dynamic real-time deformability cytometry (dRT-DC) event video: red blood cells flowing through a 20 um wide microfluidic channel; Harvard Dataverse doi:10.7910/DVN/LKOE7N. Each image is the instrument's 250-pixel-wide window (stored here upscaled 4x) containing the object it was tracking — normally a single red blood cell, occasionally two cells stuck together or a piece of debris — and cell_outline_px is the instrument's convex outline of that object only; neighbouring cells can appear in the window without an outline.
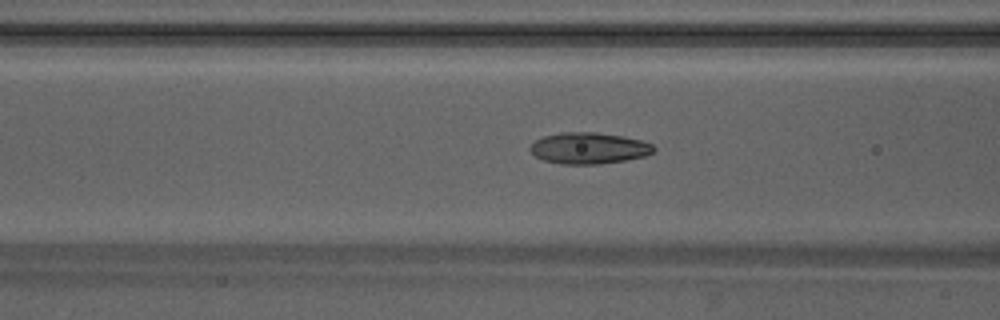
{"species": "Egyptian fruit bat (a non-hibernating species)", "species_latin": "Rousettus aegyptiacus", "temperature_condition": "warm", "stored_images_in_passage": 46, "camera_frame_rate_fps": 3000, "um_per_image_px": 0.085, "animal": {"sex": "male"}, "frame": {"image": 1, "passage_image": 17, "time_ms": 5.333, "image_size_px": [1000, 320], "cell_outline_px": [[656, 148], [652, 152], [644, 156], [624, 160], [600, 164], [560, 164], [544, 160], [536, 156], [528, 148], [536, 140], [544, 136], [560, 132], [596, 132], [624, 136], [640, 140], [652, 144]], "centroid_in_image_um": [50.04, 12.59], "position_along_channel_um": 116.6, "area_um2": 22.48}}
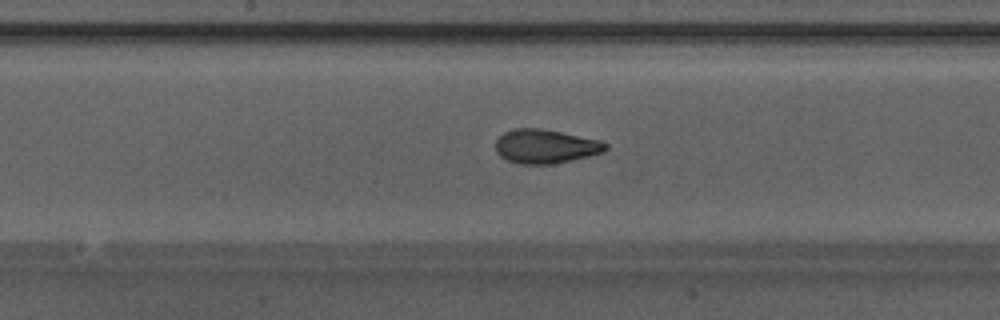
{"frame": {"image": 2, "passage_image": 23, "time_ms": 7.333, "image_size_px": [1000, 320], "cell_outline_px": [[608, 148], [604, 152], [572, 160], [552, 164], [520, 164], [508, 160], [500, 156], [496, 152], [496, 140], [504, 132], [516, 128], [540, 128], [600, 140], [608, 144]], "centroid_in_image_um": [46.37, 12.44], "position_along_channel_um": 201.8, "area_um2": 21.73}}
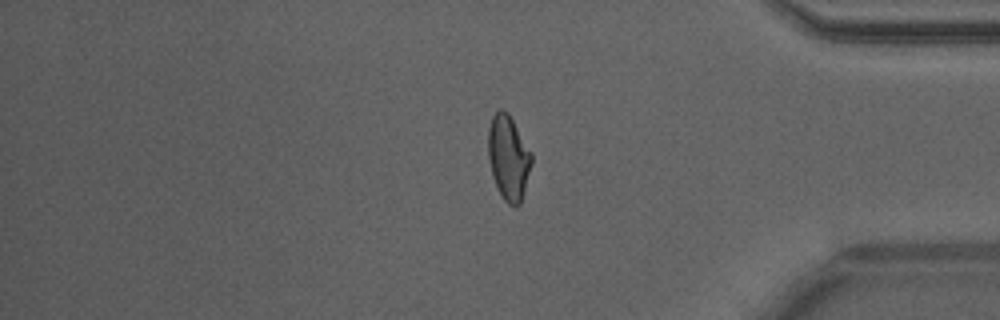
{"frame": {"image": 3, "passage_image": 38, "time_ms": 12.333, "image_size_px": [1000, 320], "cell_outline_px": [[532, 164], [520, 204], [516, 208], [508, 204], [504, 200], [492, 176], [488, 156], [488, 128], [492, 116], [500, 108], [504, 108], [508, 112], [532, 152]], "centroid_in_image_um": [43.22, 13.37], "position_along_channel_um": 392.0, "area_um2": 21.56}, "authors_computed_cell_mechanics": {"area_um2": 21.4149, "velocity_mm_per_s": 4.2597, "shape_relaxation_time_tau1_ms": 3.5421, "shape_relaxation_time_tau2_ms": 0.8923, "deformation_change_tau1": 0.1542, "deformation_change_tau2": 0.0646}}